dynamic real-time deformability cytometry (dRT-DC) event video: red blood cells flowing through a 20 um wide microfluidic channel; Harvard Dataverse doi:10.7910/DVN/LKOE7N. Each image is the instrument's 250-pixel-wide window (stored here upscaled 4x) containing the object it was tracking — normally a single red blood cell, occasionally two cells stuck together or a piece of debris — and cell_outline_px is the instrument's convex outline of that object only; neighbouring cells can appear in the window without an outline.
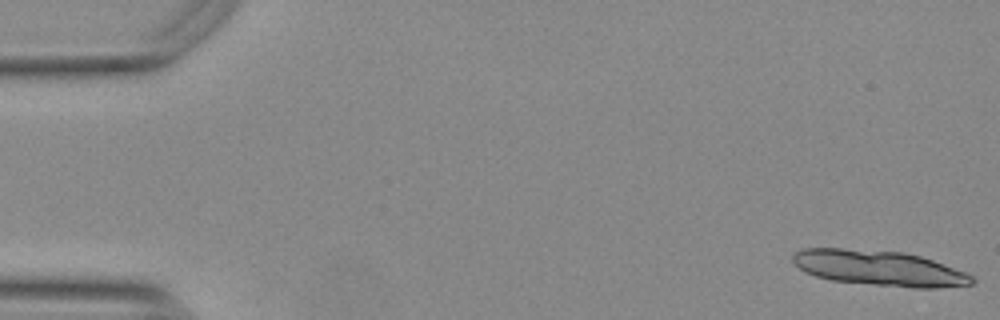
{"species": "Egyptian fruit bat (a non-hibernating species)", "species_latin": "Rousettus aegyptiacus", "temperature_condition": "warm", "stored_images_in_passage": 13, "camera_frame_rate_fps": 3000, "um_per_image_px": 0.085, "animal": {"sex": "female"}, "frame": {"image": 1, "passage_image": 1, "time_ms": 0.0, "image_size_px": [1000, 320], "cell_outline_px": [[976, 280], [972, 284], [936, 288], [916, 288], [832, 280], [816, 276], [800, 268], [792, 260], [792, 256], [796, 252], [804, 248], [844, 248], [904, 252], [920, 256], [932, 260], [964, 272], [972, 276]], "centroid_in_image_um": [74.74, 22.78], "position_along_channel_um": 10.3, "area_um2": 36.41}}